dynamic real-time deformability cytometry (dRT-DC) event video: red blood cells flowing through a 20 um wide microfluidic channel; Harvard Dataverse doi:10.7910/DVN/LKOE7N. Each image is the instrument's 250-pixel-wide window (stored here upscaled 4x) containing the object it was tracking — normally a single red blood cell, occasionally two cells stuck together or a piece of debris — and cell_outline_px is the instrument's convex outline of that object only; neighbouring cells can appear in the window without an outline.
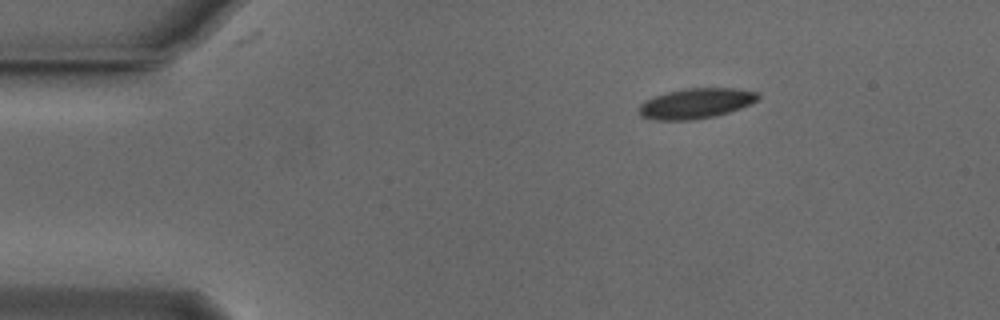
{"species": "Egyptian fruit bat (a non-hibernating species)", "species_latin": "Rousettus aegyptiacus", "temperature_condition": "cold", "stored_images_in_passage": 45, "camera_frame_rate_fps": 3000, "um_per_image_px": 0.085, "animal": {"sex": "male"}, "frame": {"image": 1, "passage_image": 1, "time_ms": 0.0, "image_size_px": [1000, 320], "cell_outline_px": [[760, 96], [756, 100], [740, 108], [716, 116], [688, 120], [656, 120], [640, 116], [640, 104], [644, 100], [668, 92], [684, 88], [732, 88], [756, 92]], "centroid_in_image_um": [59.12, 8.79], "position_along_channel_um": 25.9, "area_um2": 20.69}}
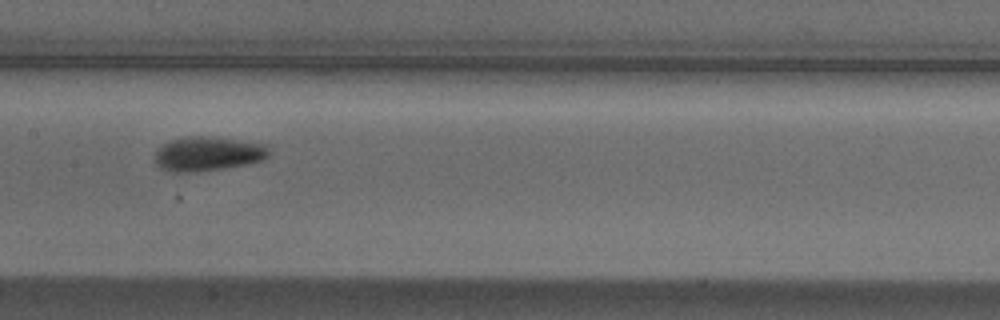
{"frame": {"image": 2, "passage_image": 19, "time_ms": 6.0, "image_size_px": [1000, 320], "cell_outline_px": [[268, 156], [264, 160], [248, 164], [224, 168], [192, 172], [172, 172], [160, 168], [156, 164], [156, 152], [164, 144], [172, 140], [188, 136], [200, 136], [236, 140], [268, 144]], "centroid_in_image_um": [17.69, 13.08], "position_along_channel_um": 189.7, "area_um2": 22.54}}
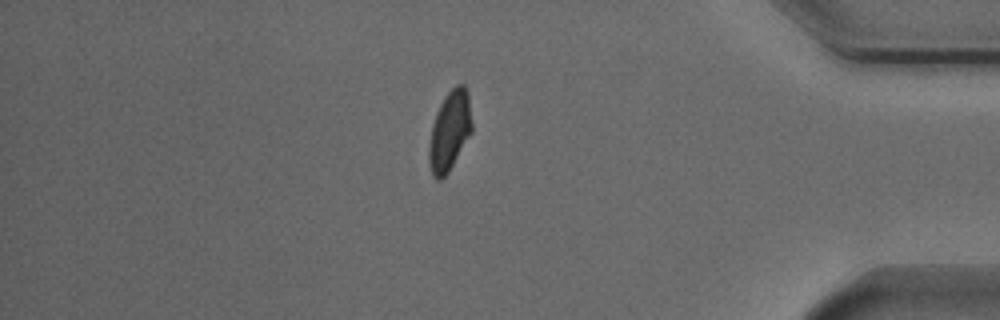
{"frame": {"image": 3, "passage_image": 38, "time_ms": 12.333, "image_size_px": [1000, 320], "cell_outline_px": [[472, 132], [448, 172], [440, 180], [436, 180], [432, 176], [428, 160], [428, 148], [432, 124], [436, 112], [444, 96], [456, 84], [464, 84], [468, 92], [472, 124]], "centroid_in_image_um": [38.21, 11.12], "position_along_channel_um": 397.0, "area_um2": 20.06}, "authors_computed_cell_mechanics": {"area_um2": 21.0392, "velocity_mm_per_s": 3.8331, "shape_relaxation_time_tau1_ms": 2.3459, "shape_relaxation_time_tau2_ms": 2.6061, "deformation_change_tau1": 0.1028, "deformation_change_tau2": 0.0784}}